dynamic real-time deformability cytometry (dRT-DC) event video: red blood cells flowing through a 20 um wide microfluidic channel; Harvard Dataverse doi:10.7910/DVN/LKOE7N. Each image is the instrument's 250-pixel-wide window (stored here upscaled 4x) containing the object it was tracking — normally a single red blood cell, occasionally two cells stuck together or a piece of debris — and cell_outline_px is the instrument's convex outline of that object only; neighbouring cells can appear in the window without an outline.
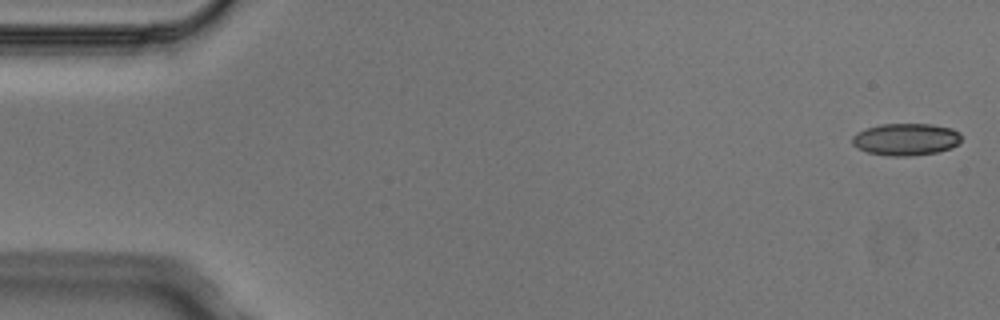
{"species": "Egyptian fruit bat (a non-hibernating species)", "species_latin": "Rousettus aegyptiacus", "temperature_condition": "cold", "stored_images_in_passage": 4, "camera_frame_rate_fps": 3000, "um_per_image_px": 0.085, "animal": {"sex": "male"}, "frame": {"image": 1, "passage_image": 1, "time_ms": 0.0, "image_size_px": [1000, 320], "cell_outline_px": [[960, 140], [952, 148], [936, 152], [912, 156], [888, 156], [868, 152], [856, 148], [852, 144], [852, 136], [856, 132], [880, 124], [932, 124], [952, 128], [960, 132]], "centroid_in_image_um": [76.98, 11.84], "position_along_channel_um": 8.0, "area_um2": 20.52}}
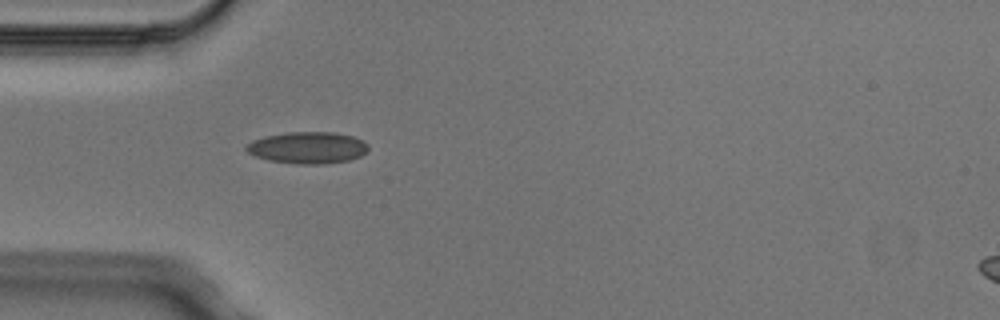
{"frame": {"image": 2, "passage_image": 4, "time_ms": 1.0, "image_size_px": [1000, 320], "cell_outline_px": [[368, 148], [360, 156], [348, 160], [324, 164], [296, 164], [268, 160], [256, 156], [248, 152], [244, 148], [252, 140], [264, 136], [288, 132], [336, 132], [352, 136], [364, 140], [368, 144]], "centroid_in_image_um": [26.15, 12.54], "position_along_channel_um": 58.9, "area_um2": 22.6}}